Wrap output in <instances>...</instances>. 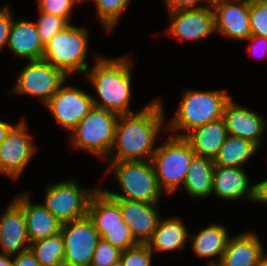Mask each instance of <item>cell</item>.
Masks as SVG:
<instances>
[{"mask_svg":"<svg viewBox=\"0 0 267 266\" xmlns=\"http://www.w3.org/2000/svg\"><path fill=\"white\" fill-rule=\"evenodd\" d=\"M163 109L162 101L157 98L139 112L120 114L112 150L104 161H151L158 134L167 126Z\"/></svg>","mask_w":267,"mask_h":266,"instance_id":"1","label":"cell"},{"mask_svg":"<svg viewBox=\"0 0 267 266\" xmlns=\"http://www.w3.org/2000/svg\"><path fill=\"white\" fill-rule=\"evenodd\" d=\"M125 55L120 58L96 57L94 66L88 68L85 77L95 87L98 98L92 96L94 107L117 114H130L133 61Z\"/></svg>","mask_w":267,"mask_h":266,"instance_id":"2","label":"cell"},{"mask_svg":"<svg viewBox=\"0 0 267 266\" xmlns=\"http://www.w3.org/2000/svg\"><path fill=\"white\" fill-rule=\"evenodd\" d=\"M231 98L225 89L185 90L178 110L164 131H174L171 135L185 137L191 130L223 118L224 108Z\"/></svg>","mask_w":267,"mask_h":266,"instance_id":"3","label":"cell"},{"mask_svg":"<svg viewBox=\"0 0 267 266\" xmlns=\"http://www.w3.org/2000/svg\"><path fill=\"white\" fill-rule=\"evenodd\" d=\"M107 173L113 172L117 179L120 193L100 188L113 199H125L158 203L163 194L151 161H119L107 162Z\"/></svg>","mask_w":267,"mask_h":266,"instance_id":"4","label":"cell"},{"mask_svg":"<svg viewBox=\"0 0 267 266\" xmlns=\"http://www.w3.org/2000/svg\"><path fill=\"white\" fill-rule=\"evenodd\" d=\"M119 114L97 107L70 131L74 148L105 160L113 147Z\"/></svg>","mask_w":267,"mask_h":266,"instance_id":"5","label":"cell"},{"mask_svg":"<svg viewBox=\"0 0 267 266\" xmlns=\"http://www.w3.org/2000/svg\"><path fill=\"white\" fill-rule=\"evenodd\" d=\"M89 37L86 28L70 24L46 43L43 59L60 69L68 78L77 72L85 75L89 68L85 62Z\"/></svg>","mask_w":267,"mask_h":266,"instance_id":"6","label":"cell"},{"mask_svg":"<svg viewBox=\"0 0 267 266\" xmlns=\"http://www.w3.org/2000/svg\"><path fill=\"white\" fill-rule=\"evenodd\" d=\"M195 152L184 137L169 135L157 146L151 162L161 190L172 194L184 185Z\"/></svg>","mask_w":267,"mask_h":266,"instance_id":"7","label":"cell"},{"mask_svg":"<svg viewBox=\"0 0 267 266\" xmlns=\"http://www.w3.org/2000/svg\"><path fill=\"white\" fill-rule=\"evenodd\" d=\"M87 215L100 237L120 250L139 244L123 221L119 204L100 187L90 198Z\"/></svg>","mask_w":267,"mask_h":266,"instance_id":"8","label":"cell"},{"mask_svg":"<svg viewBox=\"0 0 267 266\" xmlns=\"http://www.w3.org/2000/svg\"><path fill=\"white\" fill-rule=\"evenodd\" d=\"M100 186L89 190L74 179L48 184L45 188L44 206L62 223L87 216L91 196Z\"/></svg>","mask_w":267,"mask_h":266,"instance_id":"9","label":"cell"},{"mask_svg":"<svg viewBox=\"0 0 267 266\" xmlns=\"http://www.w3.org/2000/svg\"><path fill=\"white\" fill-rule=\"evenodd\" d=\"M67 79L60 69L46 60H30L19 72L10 93L38 97L45 105Z\"/></svg>","mask_w":267,"mask_h":266,"instance_id":"10","label":"cell"},{"mask_svg":"<svg viewBox=\"0 0 267 266\" xmlns=\"http://www.w3.org/2000/svg\"><path fill=\"white\" fill-rule=\"evenodd\" d=\"M60 232L65 251L63 263L67 266H90L101 237L88 215L62 224Z\"/></svg>","mask_w":267,"mask_h":266,"instance_id":"11","label":"cell"},{"mask_svg":"<svg viewBox=\"0 0 267 266\" xmlns=\"http://www.w3.org/2000/svg\"><path fill=\"white\" fill-rule=\"evenodd\" d=\"M26 119H22L7 133L0 144V174L18 180L38 151L31 140Z\"/></svg>","mask_w":267,"mask_h":266,"instance_id":"12","label":"cell"},{"mask_svg":"<svg viewBox=\"0 0 267 266\" xmlns=\"http://www.w3.org/2000/svg\"><path fill=\"white\" fill-rule=\"evenodd\" d=\"M59 87L45 106L55 122L67 131H71L94 107L92 96L72 85Z\"/></svg>","mask_w":267,"mask_h":266,"instance_id":"13","label":"cell"},{"mask_svg":"<svg viewBox=\"0 0 267 266\" xmlns=\"http://www.w3.org/2000/svg\"><path fill=\"white\" fill-rule=\"evenodd\" d=\"M215 31L234 40L252 36L249 0H213Z\"/></svg>","mask_w":267,"mask_h":266,"instance_id":"14","label":"cell"},{"mask_svg":"<svg viewBox=\"0 0 267 266\" xmlns=\"http://www.w3.org/2000/svg\"><path fill=\"white\" fill-rule=\"evenodd\" d=\"M168 15L170 25L166 30L178 40L197 41L216 33L212 6L168 11Z\"/></svg>","mask_w":267,"mask_h":266,"instance_id":"15","label":"cell"},{"mask_svg":"<svg viewBox=\"0 0 267 266\" xmlns=\"http://www.w3.org/2000/svg\"><path fill=\"white\" fill-rule=\"evenodd\" d=\"M120 207L123 221L139 244H147L161 220L158 203L114 199Z\"/></svg>","mask_w":267,"mask_h":266,"instance_id":"16","label":"cell"},{"mask_svg":"<svg viewBox=\"0 0 267 266\" xmlns=\"http://www.w3.org/2000/svg\"><path fill=\"white\" fill-rule=\"evenodd\" d=\"M223 119L228 134L250 140L260 148L267 132V122L261 115L237 104L231 98L224 108Z\"/></svg>","mask_w":267,"mask_h":266,"instance_id":"17","label":"cell"},{"mask_svg":"<svg viewBox=\"0 0 267 266\" xmlns=\"http://www.w3.org/2000/svg\"><path fill=\"white\" fill-rule=\"evenodd\" d=\"M30 243L22 207L12 199L0 215V253L13 256L29 249Z\"/></svg>","mask_w":267,"mask_h":266,"instance_id":"18","label":"cell"},{"mask_svg":"<svg viewBox=\"0 0 267 266\" xmlns=\"http://www.w3.org/2000/svg\"><path fill=\"white\" fill-rule=\"evenodd\" d=\"M31 192H22L13 199L22 207L30 242L60 233L62 223L42 204L31 201Z\"/></svg>","mask_w":267,"mask_h":266,"instance_id":"19","label":"cell"},{"mask_svg":"<svg viewBox=\"0 0 267 266\" xmlns=\"http://www.w3.org/2000/svg\"><path fill=\"white\" fill-rule=\"evenodd\" d=\"M244 167L214 165L212 193L222 200L235 201L245 197L254 199V185L251 186Z\"/></svg>","mask_w":267,"mask_h":266,"instance_id":"20","label":"cell"},{"mask_svg":"<svg viewBox=\"0 0 267 266\" xmlns=\"http://www.w3.org/2000/svg\"><path fill=\"white\" fill-rule=\"evenodd\" d=\"M262 240L253 231L230 237L220 264L223 266H257L266 254Z\"/></svg>","mask_w":267,"mask_h":266,"instance_id":"21","label":"cell"},{"mask_svg":"<svg viewBox=\"0 0 267 266\" xmlns=\"http://www.w3.org/2000/svg\"><path fill=\"white\" fill-rule=\"evenodd\" d=\"M7 46L16 57L25 58L27 61L43 59L44 45L36 24L25 18H13Z\"/></svg>","mask_w":267,"mask_h":266,"instance_id":"22","label":"cell"},{"mask_svg":"<svg viewBox=\"0 0 267 266\" xmlns=\"http://www.w3.org/2000/svg\"><path fill=\"white\" fill-rule=\"evenodd\" d=\"M227 227L210 223L208 227L200 229L198 234H190L193 254L201 259H210L208 265L220 263L223 253L227 248L230 235ZM217 259H214L216 258Z\"/></svg>","mask_w":267,"mask_h":266,"instance_id":"23","label":"cell"},{"mask_svg":"<svg viewBox=\"0 0 267 266\" xmlns=\"http://www.w3.org/2000/svg\"><path fill=\"white\" fill-rule=\"evenodd\" d=\"M228 136L223 118L191 130L184 138L196 154L213 159Z\"/></svg>","mask_w":267,"mask_h":266,"instance_id":"24","label":"cell"},{"mask_svg":"<svg viewBox=\"0 0 267 266\" xmlns=\"http://www.w3.org/2000/svg\"><path fill=\"white\" fill-rule=\"evenodd\" d=\"M190 232L185 227L183 220L177 217L161 218L157 229L147 245L152 252H167L183 250L189 242Z\"/></svg>","mask_w":267,"mask_h":266,"instance_id":"25","label":"cell"},{"mask_svg":"<svg viewBox=\"0 0 267 266\" xmlns=\"http://www.w3.org/2000/svg\"><path fill=\"white\" fill-rule=\"evenodd\" d=\"M213 172V159L195 153L182 187L194 199L207 198L212 194Z\"/></svg>","mask_w":267,"mask_h":266,"instance_id":"26","label":"cell"},{"mask_svg":"<svg viewBox=\"0 0 267 266\" xmlns=\"http://www.w3.org/2000/svg\"><path fill=\"white\" fill-rule=\"evenodd\" d=\"M259 147L250 140L228 134L214 158V165L242 168L257 153Z\"/></svg>","mask_w":267,"mask_h":266,"instance_id":"27","label":"cell"},{"mask_svg":"<svg viewBox=\"0 0 267 266\" xmlns=\"http://www.w3.org/2000/svg\"><path fill=\"white\" fill-rule=\"evenodd\" d=\"M30 250L41 266H58L65 257L64 241L61 232L30 243Z\"/></svg>","mask_w":267,"mask_h":266,"instance_id":"28","label":"cell"},{"mask_svg":"<svg viewBox=\"0 0 267 266\" xmlns=\"http://www.w3.org/2000/svg\"><path fill=\"white\" fill-rule=\"evenodd\" d=\"M92 1V0H91ZM96 14L104 28L110 33L117 26L131 0H93Z\"/></svg>","mask_w":267,"mask_h":266,"instance_id":"29","label":"cell"},{"mask_svg":"<svg viewBox=\"0 0 267 266\" xmlns=\"http://www.w3.org/2000/svg\"><path fill=\"white\" fill-rule=\"evenodd\" d=\"M39 17L35 22L39 37L45 46L58 32L64 30L70 23L62 17L44 12H39Z\"/></svg>","mask_w":267,"mask_h":266,"instance_id":"30","label":"cell"},{"mask_svg":"<svg viewBox=\"0 0 267 266\" xmlns=\"http://www.w3.org/2000/svg\"><path fill=\"white\" fill-rule=\"evenodd\" d=\"M153 252L147 244H138L121 252L119 266H152Z\"/></svg>","mask_w":267,"mask_h":266,"instance_id":"31","label":"cell"},{"mask_svg":"<svg viewBox=\"0 0 267 266\" xmlns=\"http://www.w3.org/2000/svg\"><path fill=\"white\" fill-rule=\"evenodd\" d=\"M122 250L101 238L95 248L90 266H119Z\"/></svg>","mask_w":267,"mask_h":266,"instance_id":"32","label":"cell"},{"mask_svg":"<svg viewBox=\"0 0 267 266\" xmlns=\"http://www.w3.org/2000/svg\"><path fill=\"white\" fill-rule=\"evenodd\" d=\"M249 20L252 36L267 37V4L262 0H249Z\"/></svg>","mask_w":267,"mask_h":266,"instance_id":"33","label":"cell"},{"mask_svg":"<svg viewBox=\"0 0 267 266\" xmlns=\"http://www.w3.org/2000/svg\"><path fill=\"white\" fill-rule=\"evenodd\" d=\"M39 12L53 14L65 18L69 23L73 6L81 3L79 0H37Z\"/></svg>","mask_w":267,"mask_h":266,"instance_id":"34","label":"cell"},{"mask_svg":"<svg viewBox=\"0 0 267 266\" xmlns=\"http://www.w3.org/2000/svg\"><path fill=\"white\" fill-rule=\"evenodd\" d=\"M8 4L0 9V52L7 47L8 37L13 21V12L9 10Z\"/></svg>","mask_w":267,"mask_h":266,"instance_id":"35","label":"cell"},{"mask_svg":"<svg viewBox=\"0 0 267 266\" xmlns=\"http://www.w3.org/2000/svg\"><path fill=\"white\" fill-rule=\"evenodd\" d=\"M201 2H205L207 5H201ZM164 3L167 11H175L211 7L213 0H164Z\"/></svg>","mask_w":267,"mask_h":266,"instance_id":"36","label":"cell"},{"mask_svg":"<svg viewBox=\"0 0 267 266\" xmlns=\"http://www.w3.org/2000/svg\"><path fill=\"white\" fill-rule=\"evenodd\" d=\"M12 258L14 266H41L30 248L13 255Z\"/></svg>","mask_w":267,"mask_h":266,"instance_id":"37","label":"cell"},{"mask_svg":"<svg viewBox=\"0 0 267 266\" xmlns=\"http://www.w3.org/2000/svg\"><path fill=\"white\" fill-rule=\"evenodd\" d=\"M252 202L267 204V178L259 183H254V199Z\"/></svg>","mask_w":267,"mask_h":266,"instance_id":"38","label":"cell"},{"mask_svg":"<svg viewBox=\"0 0 267 266\" xmlns=\"http://www.w3.org/2000/svg\"><path fill=\"white\" fill-rule=\"evenodd\" d=\"M245 41H249L251 42L249 44V47H248V51L252 52L253 50V54L255 52V50L257 49L258 45L260 46V51L262 53V56H267V37H264V36H250L247 40ZM258 44V45H257ZM256 48V49H255ZM255 49V50H254ZM264 54V55H263Z\"/></svg>","mask_w":267,"mask_h":266,"instance_id":"39","label":"cell"},{"mask_svg":"<svg viewBox=\"0 0 267 266\" xmlns=\"http://www.w3.org/2000/svg\"><path fill=\"white\" fill-rule=\"evenodd\" d=\"M14 126L9 122L0 120V144L5 140L7 133Z\"/></svg>","mask_w":267,"mask_h":266,"instance_id":"40","label":"cell"},{"mask_svg":"<svg viewBox=\"0 0 267 266\" xmlns=\"http://www.w3.org/2000/svg\"><path fill=\"white\" fill-rule=\"evenodd\" d=\"M11 255L0 253V266H14L13 259Z\"/></svg>","mask_w":267,"mask_h":266,"instance_id":"41","label":"cell"},{"mask_svg":"<svg viewBox=\"0 0 267 266\" xmlns=\"http://www.w3.org/2000/svg\"><path fill=\"white\" fill-rule=\"evenodd\" d=\"M257 266H267V254H265L259 261Z\"/></svg>","mask_w":267,"mask_h":266,"instance_id":"42","label":"cell"},{"mask_svg":"<svg viewBox=\"0 0 267 266\" xmlns=\"http://www.w3.org/2000/svg\"><path fill=\"white\" fill-rule=\"evenodd\" d=\"M207 266H223V265L220 263H214V264H210V265L207 264Z\"/></svg>","mask_w":267,"mask_h":266,"instance_id":"43","label":"cell"},{"mask_svg":"<svg viewBox=\"0 0 267 266\" xmlns=\"http://www.w3.org/2000/svg\"><path fill=\"white\" fill-rule=\"evenodd\" d=\"M58 266H67V265H65L64 263H62V264H60V265H58Z\"/></svg>","mask_w":267,"mask_h":266,"instance_id":"44","label":"cell"}]
</instances>
